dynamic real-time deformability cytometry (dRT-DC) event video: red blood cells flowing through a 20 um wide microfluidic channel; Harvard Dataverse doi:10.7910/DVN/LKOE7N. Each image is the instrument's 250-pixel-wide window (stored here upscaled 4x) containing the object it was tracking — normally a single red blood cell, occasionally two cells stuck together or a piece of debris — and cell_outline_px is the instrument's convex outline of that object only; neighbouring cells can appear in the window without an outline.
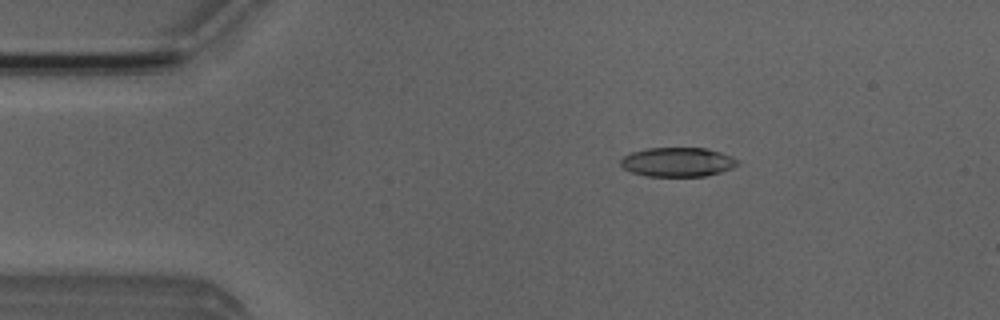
{"species": "Egyptian fruit bat (a non-hibernating species)", "species_latin": "Rousettus aegyptiacus", "temperature_condition": "room temperature", "stored_images_in_passage": 5, "camera_frame_rate_fps": 3000, "um_per_image_px": 0.085, "animal": {"sex": "male"}, "frame": {"image": 1, "passage_image": 1, "time_ms": 0.0, "image_size_px": [1000, 320], "cell_outline_px": [[740, 164], [732, 168], [720, 172], [704, 176], [644, 176], [632, 172], [624, 168], [620, 164], [620, 160], [624, 156], [632, 152], [644, 148], [704, 148], [720, 152], [732, 156], [740, 160]], "centroid_in_image_um": [57.61, 13.77], "position_along_channel_um": 27.4, "area_um2": 20.0}}
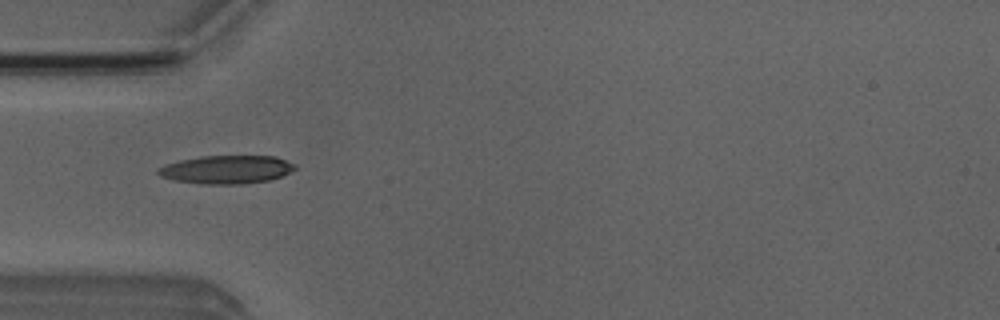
{"frame": {"image": 2, "passage_image": 3, "time_ms": 2.333, "image_size_px": [1000, 320], "cell_outline_px": [[296, 168], [280, 176], [268, 180], [244, 184], [200, 184], [176, 180], [160, 176], [156, 172], [156, 168], [164, 164], [180, 160], [200, 156], [276, 156], [296, 164]], "centroid_in_image_um": [19.22, 14.4], "position_along_channel_um": 65.8, "area_um2": 22.6}}